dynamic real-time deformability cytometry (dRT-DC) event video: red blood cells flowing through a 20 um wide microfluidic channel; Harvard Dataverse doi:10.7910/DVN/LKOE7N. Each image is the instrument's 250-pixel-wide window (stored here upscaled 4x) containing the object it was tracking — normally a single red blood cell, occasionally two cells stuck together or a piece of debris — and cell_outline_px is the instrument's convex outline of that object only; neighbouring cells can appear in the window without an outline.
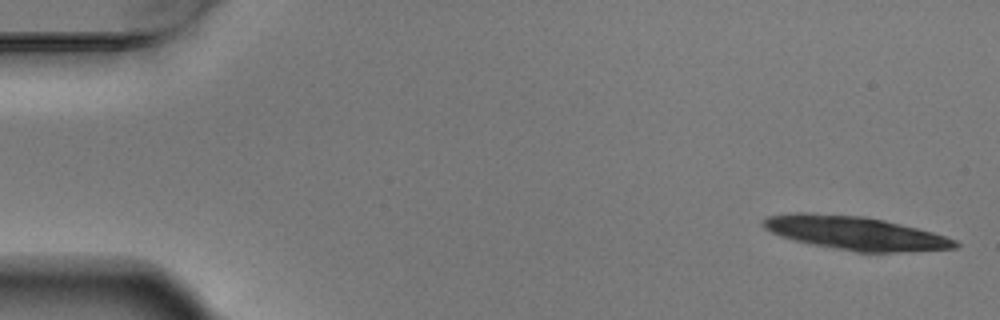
{"species": "Egyptian fruit bat (a non-hibernating species)", "species_latin": "Rousettus aegyptiacus", "temperature_condition": "warm", "stored_images_in_passage": 6, "camera_frame_rate_fps": 3000, "um_per_image_px": 0.085, "animal": {"sex": "male"}, "frame": {"image": 1, "passage_image": 1, "time_ms": 0.0, "image_size_px": [1000, 320], "cell_outline_px": [[960, 244], [956, 248], [900, 252], [856, 252], [812, 244], [792, 240], [780, 236], [764, 228], [764, 220], [768, 216], [788, 212], [808, 212], [868, 216], [932, 232], [956, 240]], "centroid_in_image_um": [72.67, 19.8], "position_along_channel_um": 12.3, "area_um2": 37.51}}
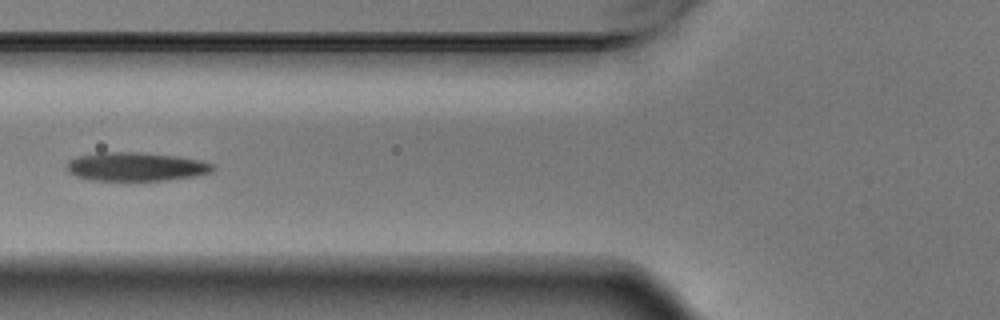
{"frame": {"image": 2, "passage_image": 6, "time_ms": 1.667, "image_size_px": [1000, 320], "cell_outline_px": [[216, 168], [212, 172], [196, 176], [164, 180], [88, 180], [76, 176], [68, 172], [68, 160], [76, 156], [100, 152], [136, 152], [176, 156], [200, 160], [216, 164]], "centroid_in_image_um": [11.57, 14.16], "position_along_channel_um": 114.2, "area_um2": 24.51}}